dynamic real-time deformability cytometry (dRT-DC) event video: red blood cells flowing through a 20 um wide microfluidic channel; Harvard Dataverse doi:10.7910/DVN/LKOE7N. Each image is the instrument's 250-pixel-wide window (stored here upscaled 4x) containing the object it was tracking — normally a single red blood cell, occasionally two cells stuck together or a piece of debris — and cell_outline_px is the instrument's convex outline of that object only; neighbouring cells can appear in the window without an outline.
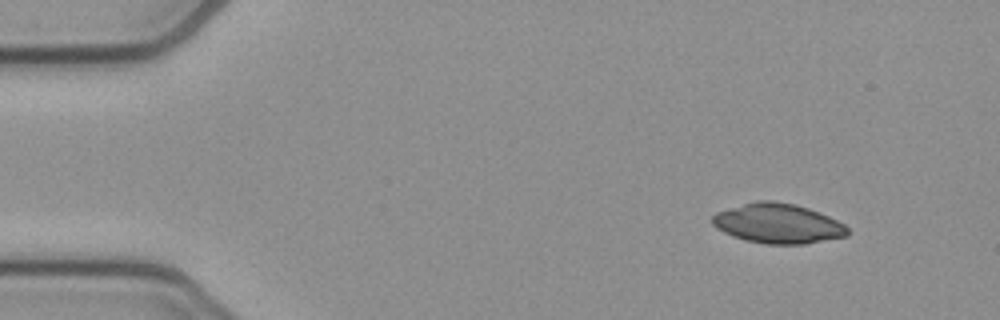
{"species": "common noctule bat (a hibernating species)", "species_latin": "Nyctalus noctula", "temperature_condition": "cold", "stored_images_in_passage": 48, "camera_frame_rate_fps": 3000, "um_per_image_px": 0.085, "animal": {"sex": "female", "body_mass_g": 21.9}, "frame": {"image": 1, "passage_image": 1, "time_ms": 0.0, "image_size_px": [1000, 320], "cell_outline_px": [[848, 236], [804, 244], [764, 244], [744, 240], [732, 236], [716, 228], [712, 224], [712, 216], [716, 212], [756, 200], [772, 200], [796, 204], [808, 208], [828, 216], [844, 224], [848, 228]], "centroid_in_image_um": [66.11, 19.0], "position_along_channel_um": 18.9, "area_um2": 31.44}}
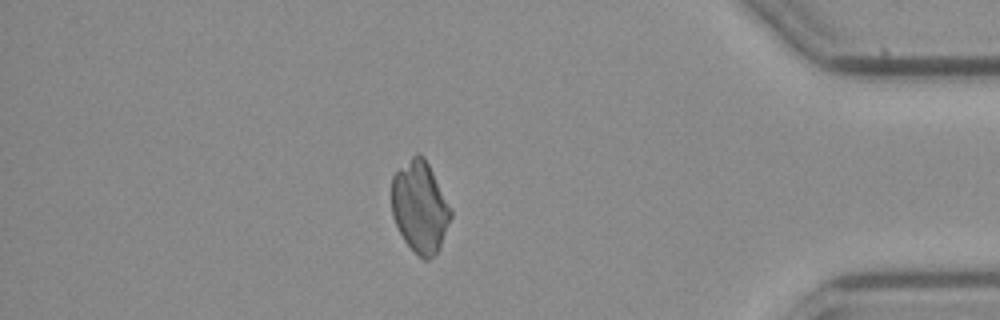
{"frame": {"image": 2, "passage_image": 41, "time_ms": 13.333, "image_size_px": [1000, 320], "cell_outline_px": [[452, 216], [440, 248], [428, 260], [424, 260], [404, 240], [392, 216], [392, 176], [416, 152], [420, 152], [424, 156], [452, 208]], "centroid_in_image_um": [35.71, 17.57], "position_along_channel_um": 399.5, "area_um2": 31.44}}